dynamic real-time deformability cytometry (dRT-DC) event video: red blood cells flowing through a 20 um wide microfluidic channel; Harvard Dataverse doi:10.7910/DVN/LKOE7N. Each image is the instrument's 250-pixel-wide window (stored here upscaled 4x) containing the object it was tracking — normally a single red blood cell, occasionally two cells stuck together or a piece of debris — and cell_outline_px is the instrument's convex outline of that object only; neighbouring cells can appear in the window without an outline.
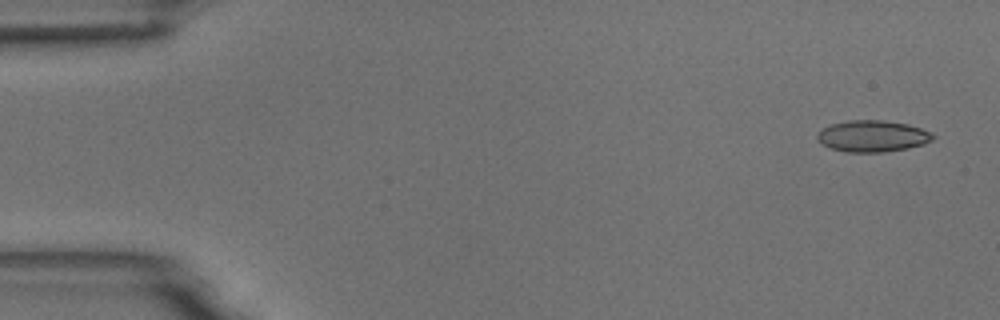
{"species": "common noctule bat (a hibernating species)", "species_latin": "Nyctalus noctula", "temperature_condition": "room temperature", "stored_images_in_passage": 6, "camera_frame_rate_fps": 3000, "um_per_image_px": 0.085, "animal": {"sex": "male", "body_mass_g": 18.8}, "frame": {"image": 1, "passage_image": 1, "time_ms": 0.0, "image_size_px": [1000, 320], "cell_outline_px": [[936, 136], [932, 140], [924, 144], [908, 148], [884, 152], [844, 152], [832, 148], [816, 140], [816, 136], [820, 128], [828, 124], [848, 120], [884, 120], [908, 124], [932, 132]], "centroid_in_image_um": [74.15, 11.56], "position_along_channel_um": 10.9, "area_um2": 21.5}}
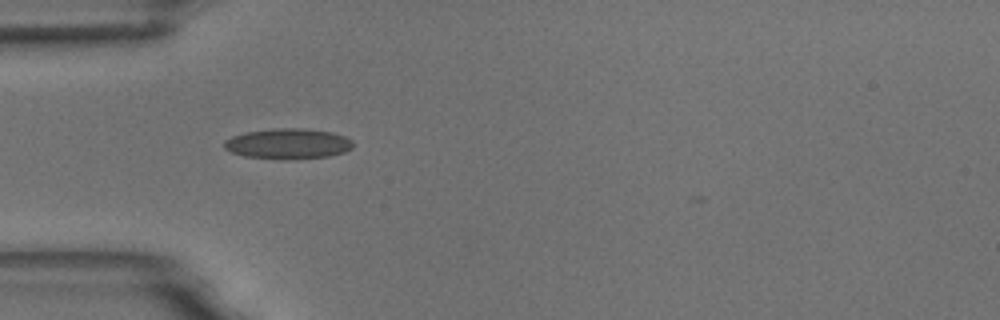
{"frame": {"image": 2, "passage_image": 5, "time_ms": 1.333, "image_size_px": [1000, 320], "cell_outline_px": [[352, 148], [344, 152], [328, 156], [284, 160], [244, 156], [232, 152], [224, 148], [224, 140], [232, 136], [244, 132], [276, 128], [304, 128], [332, 132], [344, 136], [352, 140]], "centroid_in_image_um": [24.46, 12.21], "position_along_channel_um": 60.5, "area_um2": 22.95}}